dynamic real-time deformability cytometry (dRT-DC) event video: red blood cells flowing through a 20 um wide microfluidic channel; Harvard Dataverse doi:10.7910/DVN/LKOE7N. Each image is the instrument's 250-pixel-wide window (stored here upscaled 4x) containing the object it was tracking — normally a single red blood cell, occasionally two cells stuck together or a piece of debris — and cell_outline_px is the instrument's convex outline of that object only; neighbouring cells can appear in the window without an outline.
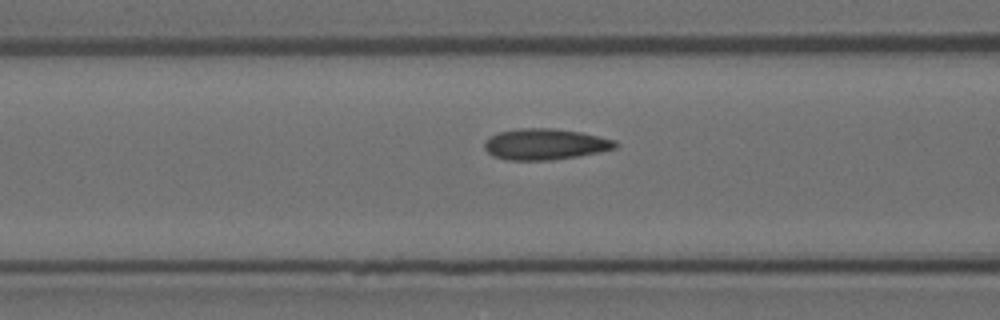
{"species": "Egyptian fruit bat (a non-hibernating species)", "species_latin": "Rousettus aegyptiacus", "temperature_condition": "room temperature", "stored_images_in_passage": 5, "camera_frame_rate_fps": 3000, "um_per_image_px": 0.085, "animal": {"sex": "female"}, "frame": {"image": 1, "passage_image": 5, "time_ms": 1.333, "image_size_px": [1000, 320], "cell_outline_px": [[620, 144], [616, 148], [600, 152], [576, 156], [548, 160], [508, 160], [492, 156], [484, 148], [484, 140], [500, 132], [516, 128], [552, 128], [580, 132], [616, 140]], "centroid_in_image_um": [46.34, 12.25], "position_along_channel_um": 120.3, "area_um2": 23.7}}